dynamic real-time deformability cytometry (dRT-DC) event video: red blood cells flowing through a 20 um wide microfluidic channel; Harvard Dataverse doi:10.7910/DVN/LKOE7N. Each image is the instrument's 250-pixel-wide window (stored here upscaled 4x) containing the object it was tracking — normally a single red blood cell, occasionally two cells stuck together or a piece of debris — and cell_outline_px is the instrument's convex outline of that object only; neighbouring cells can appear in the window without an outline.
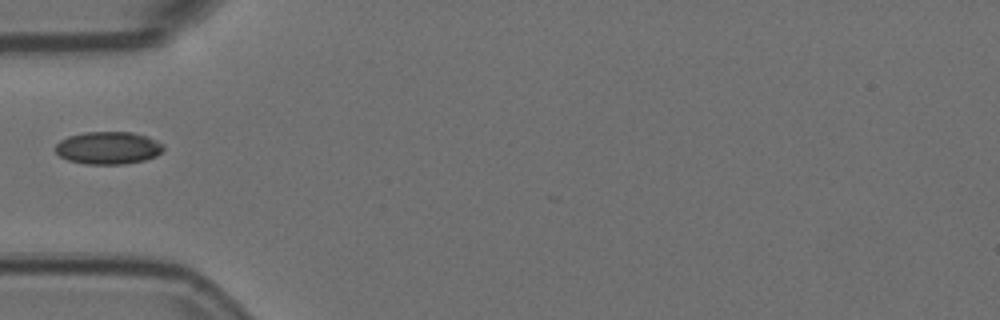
{"species": "Egyptian fruit bat (a non-hibernating species)", "species_latin": "Rousettus aegyptiacus", "temperature_condition": "room temperature", "stored_images_in_passage": 3, "camera_frame_rate_fps": 3000, "um_per_image_px": 0.085, "animal": {"sex": "female"}, "frame": {"image": 1, "passage_image": 2, "time_ms": 0.333, "image_size_px": [1000, 320], "cell_outline_px": [[164, 148], [156, 156], [144, 160], [124, 164], [88, 164], [68, 160], [60, 156], [56, 152], [56, 144], [60, 140], [68, 136], [84, 132], [132, 132], [148, 136], [164, 144]], "centroid_in_image_um": [9.21, 12.56], "position_along_channel_um": 75.8, "area_um2": 20.52}}